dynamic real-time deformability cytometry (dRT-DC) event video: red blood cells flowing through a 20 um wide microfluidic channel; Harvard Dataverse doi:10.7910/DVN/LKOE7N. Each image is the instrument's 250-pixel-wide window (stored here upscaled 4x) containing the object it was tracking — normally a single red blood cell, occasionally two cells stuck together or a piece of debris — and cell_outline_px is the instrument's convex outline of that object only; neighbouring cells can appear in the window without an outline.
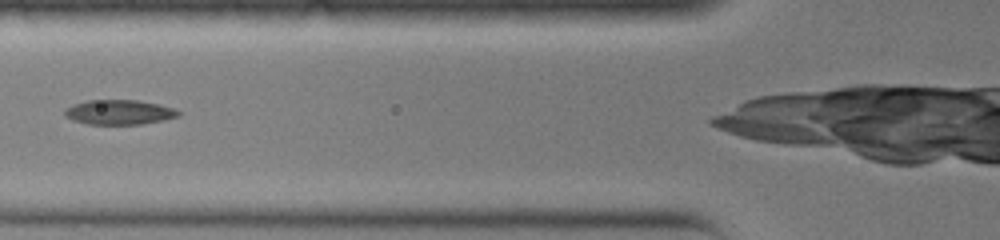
{"species": "common noctule bat (a hibernating species)", "species_latin": "Nyctalus noctula", "temperature_condition": "warm", "stored_images_in_passage": 20, "camera_frame_rate_fps": 3000, "um_per_image_px": 0.085, "animal": {"sex": "female", "body_mass_g": 19.0, "forearm_length_mm": 51.5}, "frame": {"image": 1, "passage_image": 4, "time_ms": 1.0, "image_size_px": [1000, 240], "cell_outline_px": [[180, 116], [164, 120], [140, 124], [88, 124], [72, 120], [64, 116], [64, 108], [72, 104], [88, 100], [136, 100], [160, 104], [176, 108], [180, 112]], "centroid_in_image_um": [10.12, 9.53], "position_along_channel_um": 115.7, "area_um2": 16.59}}
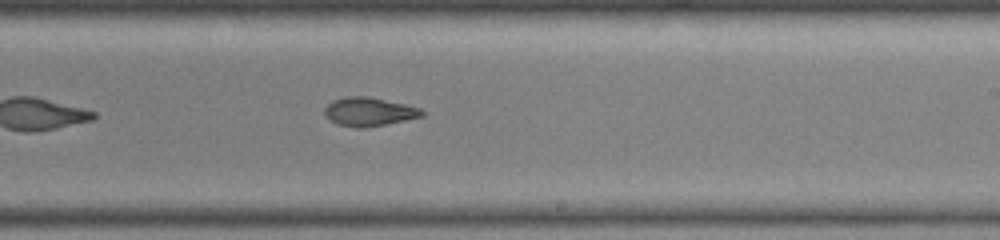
{"frame": {"image": 2, "passage_image": 12, "time_ms": 3.667, "image_size_px": [1000, 240], "cell_outline_px": [[424, 116], [364, 128], [356, 128], [336, 124], [324, 112], [324, 108], [332, 100], [344, 96], [368, 96], [404, 104], [420, 108], [424, 112]], "centroid_in_image_um": [31.35, 9.49], "position_along_channel_um": 257.7, "area_um2": 16.13}}
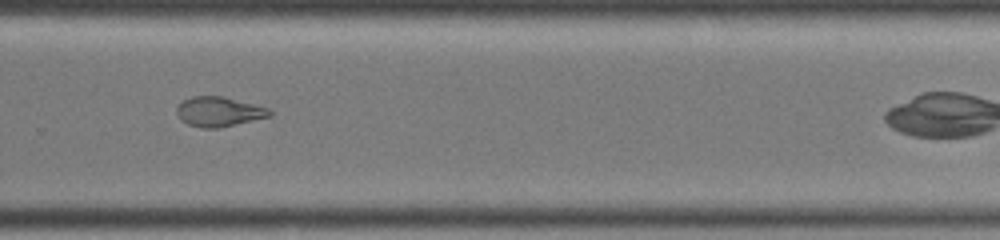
{"frame": {"image": 3, "passage_image": 15, "time_ms": 4.667, "image_size_px": [1000, 240], "cell_outline_px": [[272, 116], [220, 128], [200, 128], [188, 124], [180, 120], [176, 112], [176, 108], [184, 100], [192, 96], [224, 96], [268, 108], [272, 112]], "centroid_in_image_um": [18.6, 9.5], "position_along_channel_um": 311.2, "area_um2": 16.18}}